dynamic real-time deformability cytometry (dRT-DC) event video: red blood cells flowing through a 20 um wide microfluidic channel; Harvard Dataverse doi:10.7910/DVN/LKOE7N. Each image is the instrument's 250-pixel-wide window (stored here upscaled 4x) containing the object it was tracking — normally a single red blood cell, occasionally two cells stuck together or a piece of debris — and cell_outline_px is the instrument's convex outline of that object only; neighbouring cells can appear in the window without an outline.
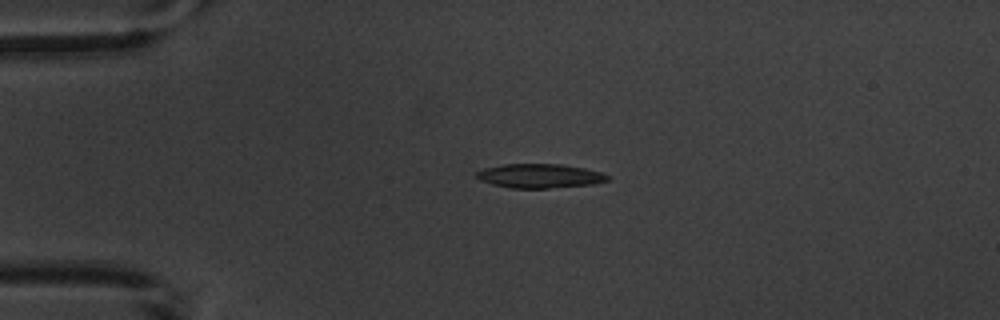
{"species": "common noctule bat (a hibernating species)", "species_latin": "Nyctalus noctula", "temperature_condition": "warm", "stored_images_in_passage": 4, "camera_frame_rate_fps": 3000, "um_per_image_px": 0.085, "animal": {"sex": "male", "body_mass_g": 20.1, "forearm_length_mm": 53.5}, "frame": {"image": 1, "passage_image": 3, "time_ms": 2.333, "image_size_px": [1000, 320], "cell_outline_px": [[608, 180], [596, 184], [548, 188], [512, 188], [492, 184], [480, 180], [476, 176], [476, 172], [484, 168], [504, 164], [560, 164], [584, 168], [600, 172], [608, 176]], "centroid_in_image_um": [45.87, 14.95], "position_along_channel_um": 39.1, "area_um2": 18.32}}